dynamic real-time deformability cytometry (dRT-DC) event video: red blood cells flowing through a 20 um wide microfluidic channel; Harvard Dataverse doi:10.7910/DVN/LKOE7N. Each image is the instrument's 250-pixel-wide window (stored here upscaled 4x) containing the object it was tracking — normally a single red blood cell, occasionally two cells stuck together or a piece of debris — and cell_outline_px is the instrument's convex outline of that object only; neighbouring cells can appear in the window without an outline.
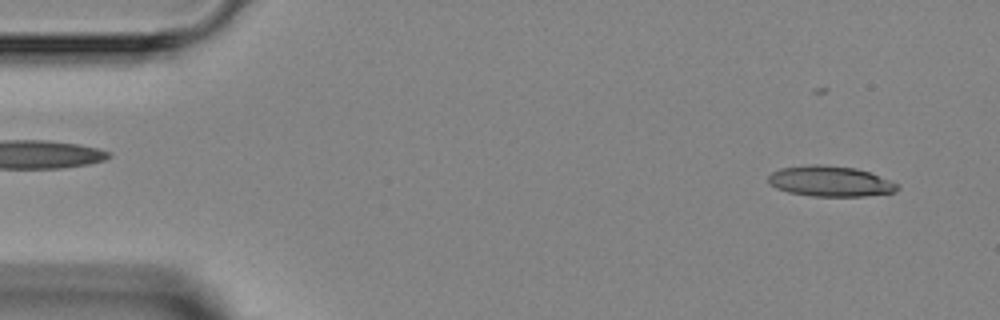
{"species": "Egyptian fruit bat (a non-hibernating species)", "species_latin": "Rousettus aegyptiacus", "temperature_condition": "room temperature", "stored_images_in_passage": 5, "camera_frame_rate_fps": 3000, "um_per_image_px": 0.085, "animal": {"sex": "female"}, "frame": {"image": 1, "passage_image": 5, "time_ms": 4.667, "image_size_px": [1000, 320], "cell_outline_px": [[900, 188], [896, 192], [864, 196], [812, 196], [788, 192], [776, 188], [768, 180], [768, 176], [772, 172], [780, 168], [812, 164], [820, 164], [856, 168], [868, 172], [900, 184]], "centroid_in_image_um": [70.59, 15.41], "position_along_channel_um": 14.4, "area_um2": 22.95}}